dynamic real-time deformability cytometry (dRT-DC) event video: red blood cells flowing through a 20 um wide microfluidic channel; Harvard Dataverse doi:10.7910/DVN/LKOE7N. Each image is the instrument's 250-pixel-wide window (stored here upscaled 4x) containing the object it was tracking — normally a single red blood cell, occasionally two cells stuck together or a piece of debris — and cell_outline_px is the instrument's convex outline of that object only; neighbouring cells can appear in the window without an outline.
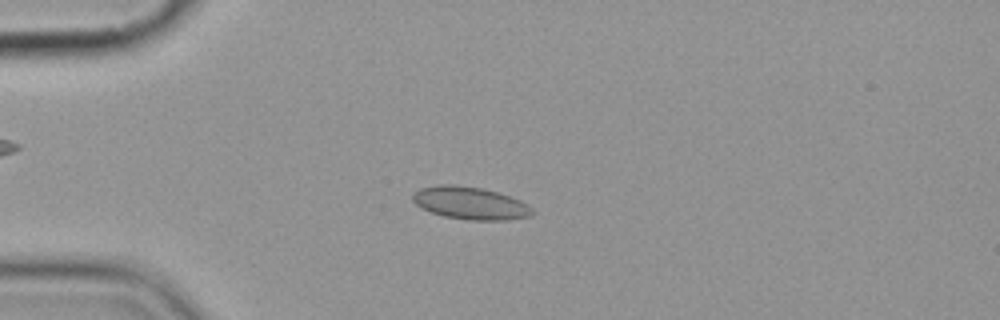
{"species": "common noctule bat (a hibernating species)", "species_latin": "Nyctalus noctula", "temperature_condition": "cold", "stored_images_in_passage": 7, "camera_frame_rate_fps": 3000, "um_per_image_px": 0.085, "animal": {"sex": "female", "body_mass_g": 19.9}, "frame": {"image": 1, "passage_image": 4, "time_ms": 3.667, "image_size_px": [1000, 320], "cell_outline_px": [[536, 212], [528, 216], [508, 220], [468, 220], [444, 216], [420, 208], [412, 200], [412, 192], [420, 188], [440, 184], [452, 184], [480, 188], [496, 192], [520, 200], [528, 204]], "centroid_in_image_um": [39.94, 17.26], "position_along_channel_um": 45.1, "area_um2": 22.72}}
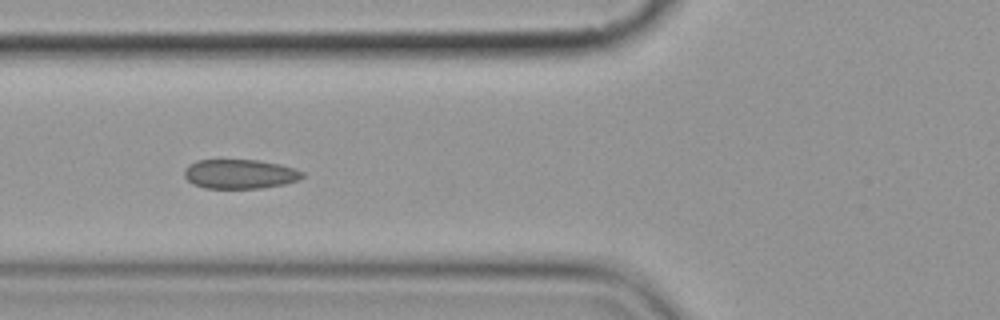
{"frame": {"image": 2, "passage_image": 6, "time_ms": 6.0, "image_size_px": [1000, 320], "cell_outline_px": [[304, 176], [300, 180], [284, 184], [260, 188], [204, 188], [192, 184], [184, 176], [184, 168], [188, 164], [196, 160], [256, 160], [280, 164], [304, 172]], "centroid_in_image_um": [20.36, 14.79], "position_along_channel_um": 105.4, "area_um2": 20.29}}
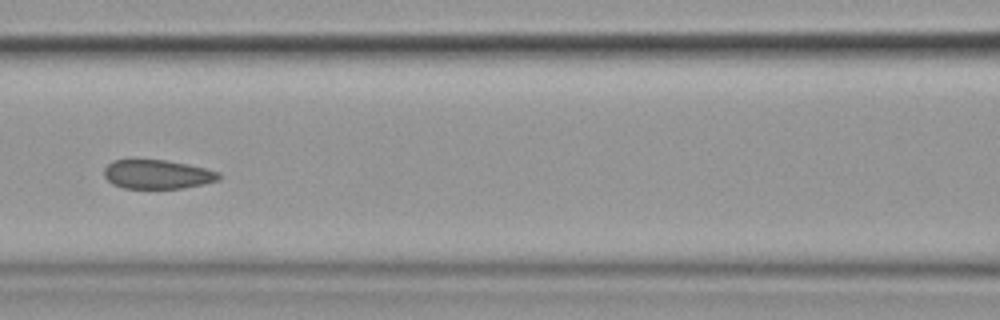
{"frame": {"image": 3, "passage_image": 7, "time_ms": 7.333, "image_size_px": [1000, 320], "cell_outline_px": [[220, 180], [204, 184], [180, 188], [124, 188], [112, 184], [104, 176], [104, 168], [112, 160], [164, 160], [188, 164], [220, 172]], "centroid_in_image_um": [13.38, 14.82], "position_along_channel_um": 153.2, "area_um2": 19.36}}